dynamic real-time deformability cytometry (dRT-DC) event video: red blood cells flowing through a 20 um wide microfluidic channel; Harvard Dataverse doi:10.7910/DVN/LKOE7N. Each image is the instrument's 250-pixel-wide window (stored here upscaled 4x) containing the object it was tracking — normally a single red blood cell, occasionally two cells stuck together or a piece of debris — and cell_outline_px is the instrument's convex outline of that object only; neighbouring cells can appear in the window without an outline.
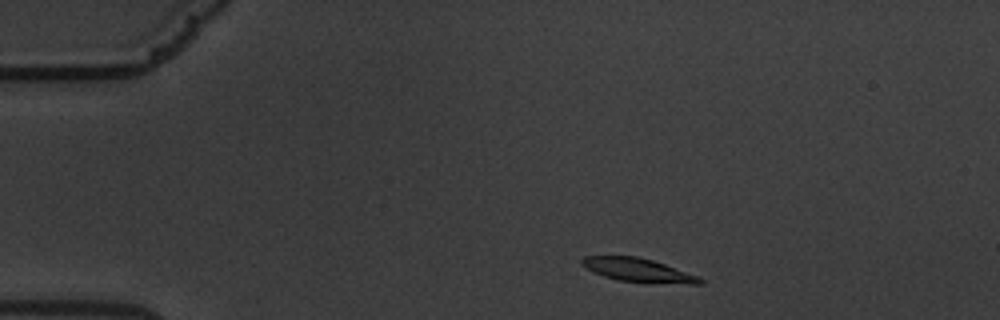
{"species": "common noctule bat (a hibernating species)", "species_latin": "Nyctalus noctula", "temperature_condition": "warm", "stored_images_in_passage": 31, "camera_frame_rate_fps": 3000, "um_per_image_px": 0.085, "animal": {"sex": "male", "body_mass_g": 19.5, "forearm_length_mm": 54.6}, "frame": {"image": 1, "passage_image": 1, "time_ms": 0.0, "image_size_px": [1000, 320], "cell_outline_px": [[704, 284], [688, 284], [620, 280], [604, 276], [580, 264], [580, 260], [584, 256], [636, 256], [652, 260], [700, 276], [704, 280]], "centroid_in_image_um": [54.29, 22.95], "position_along_channel_um": 30.7, "area_um2": 15.9}}
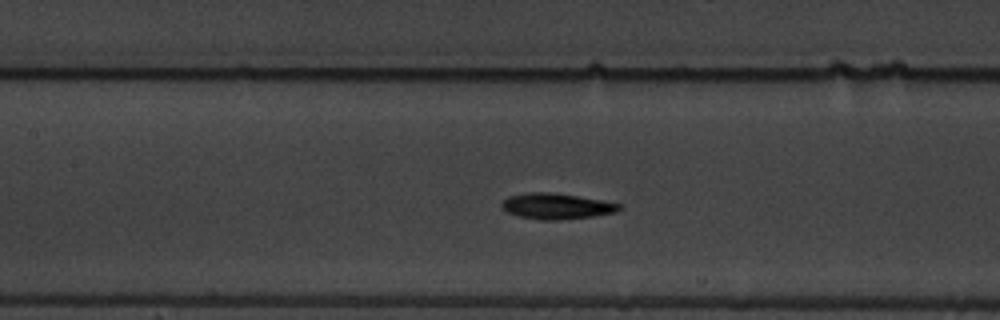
{"frame": {"image": 2, "passage_image": 18, "time_ms": 5.667, "image_size_px": [1000, 320], "cell_outline_px": [[624, 208], [616, 212], [592, 216], [560, 220], [540, 220], [520, 216], [508, 212], [500, 208], [500, 204], [508, 196], [528, 192], [552, 192], [600, 200], [620, 204]], "centroid_in_image_um": [47.27, 17.52], "position_along_channel_um": 160.1, "area_um2": 17.63}}
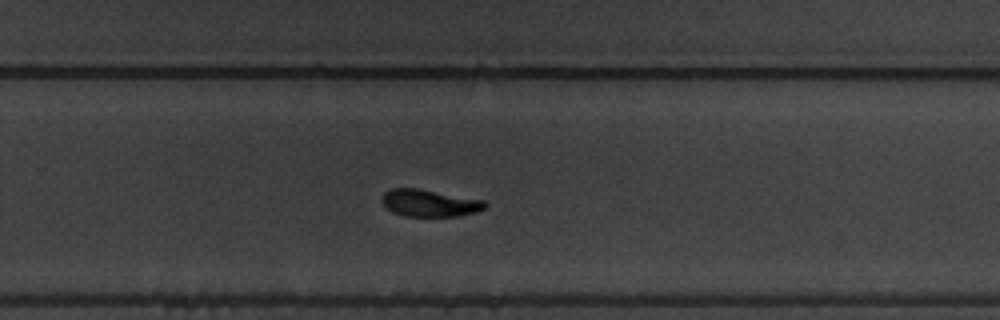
{"frame": {"image": 3, "passage_image": 30, "time_ms": 9.667, "image_size_px": [1000, 320], "cell_outline_px": [[488, 204], [484, 208], [476, 212], [456, 216], [404, 216], [392, 212], [380, 200], [380, 196], [388, 188], [416, 188], [484, 200]], "centroid_in_image_um": [36.46, 17.25], "position_along_channel_um": 293.3, "area_um2": 16.3}}